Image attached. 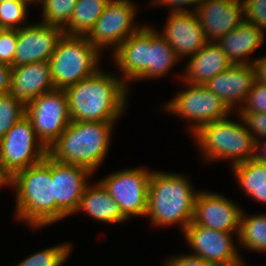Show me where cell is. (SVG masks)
I'll use <instances>...</instances> for the list:
<instances>
[{
    "label": "cell",
    "instance_id": "1",
    "mask_svg": "<svg viewBox=\"0 0 266 266\" xmlns=\"http://www.w3.org/2000/svg\"><path fill=\"white\" fill-rule=\"evenodd\" d=\"M102 67L64 89L73 121L117 122L126 114L129 87L118 74Z\"/></svg>",
    "mask_w": 266,
    "mask_h": 266
},
{
    "label": "cell",
    "instance_id": "2",
    "mask_svg": "<svg viewBox=\"0 0 266 266\" xmlns=\"http://www.w3.org/2000/svg\"><path fill=\"white\" fill-rule=\"evenodd\" d=\"M183 173L159 171L151 173L145 218L153 227H179L181 232L192 222L199 190Z\"/></svg>",
    "mask_w": 266,
    "mask_h": 266
},
{
    "label": "cell",
    "instance_id": "3",
    "mask_svg": "<svg viewBox=\"0 0 266 266\" xmlns=\"http://www.w3.org/2000/svg\"><path fill=\"white\" fill-rule=\"evenodd\" d=\"M14 192V219L31 229H43L55 224V200L51 178V158L15 173L9 179Z\"/></svg>",
    "mask_w": 266,
    "mask_h": 266
},
{
    "label": "cell",
    "instance_id": "4",
    "mask_svg": "<svg viewBox=\"0 0 266 266\" xmlns=\"http://www.w3.org/2000/svg\"><path fill=\"white\" fill-rule=\"evenodd\" d=\"M117 122L73 121L47 149V155L63 164L80 165L96 174L105 162Z\"/></svg>",
    "mask_w": 266,
    "mask_h": 266
},
{
    "label": "cell",
    "instance_id": "5",
    "mask_svg": "<svg viewBox=\"0 0 266 266\" xmlns=\"http://www.w3.org/2000/svg\"><path fill=\"white\" fill-rule=\"evenodd\" d=\"M190 137L204 164L228 160L231 168L255 156V140L237 112L199 127Z\"/></svg>",
    "mask_w": 266,
    "mask_h": 266
},
{
    "label": "cell",
    "instance_id": "6",
    "mask_svg": "<svg viewBox=\"0 0 266 266\" xmlns=\"http://www.w3.org/2000/svg\"><path fill=\"white\" fill-rule=\"evenodd\" d=\"M103 57L86 36L64 34L49 59L55 89L64 90L95 74Z\"/></svg>",
    "mask_w": 266,
    "mask_h": 266
},
{
    "label": "cell",
    "instance_id": "7",
    "mask_svg": "<svg viewBox=\"0 0 266 266\" xmlns=\"http://www.w3.org/2000/svg\"><path fill=\"white\" fill-rule=\"evenodd\" d=\"M178 82L183 83L181 87L184 89L162 105V112L186 120L189 130L187 133H191L190 135L199 127L225 118L231 113L221 98L204 85H193L182 79Z\"/></svg>",
    "mask_w": 266,
    "mask_h": 266
},
{
    "label": "cell",
    "instance_id": "8",
    "mask_svg": "<svg viewBox=\"0 0 266 266\" xmlns=\"http://www.w3.org/2000/svg\"><path fill=\"white\" fill-rule=\"evenodd\" d=\"M46 156L47 148L36 136L26 115L0 138V170L8 179Z\"/></svg>",
    "mask_w": 266,
    "mask_h": 266
},
{
    "label": "cell",
    "instance_id": "9",
    "mask_svg": "<svg viewBox=\"0 0 266 266\" xmlns=\"http://www.w3.org/2000/svg\"><path fill=\"white\" fill-rule=\"evenodd\" d=\"M138 8L132 0H110L86 35L87 39L102 54L107 49L112 54L122 42L142 27L136 21Z\"/></svg>",
    "mask_w": 266,
    "mask_h": 266
},
{
    "label": "cell",
    "instance_id": "10",
    "mask_svg": "<svg viewBox=\"0 0 266 266\" xmlns=\"http://www.w3.org/2000/svg\"><path fill=\"white\" fill-rule=\"evenodd\" d=\"M152 171L145 166L130 167L116 170L99 179L129 221L146 216Z\"/></svg>",
    "mask_w": 266,
    "mask_h": 266
},
{
    "label": "cell",
    "instance_id": "11",
    "mask_svg": "<svg viewBox=\"0 0 266 266\" xmlns=\"http://www.w3.org/2000/svg\"><path fill=\"white\" fill-rule=\"evenodd\" d=\"M191 251L213 266L247 264L239 250L238 233H227L191 222L182 232ZM236 237V238H235Z\"/></svg>",
    "mask_w": 266,
    "mask_h": 266
},
{
    "label": "cell",
    "instance_id": "12",
    "mask_svg": "<svg viewBox=\"0 0 266 266\" xmlns=\"http://www.w3.org/2000/svg\"><path fill=\"white\" fill-rule=\"evenodd\" d=\"M26 116L48 149L71 122L65 91L54 89L36 97L26 105Z\"/></svg>",
    "mask_w": 266,
    "mask_h": 266
},
{
    "label": "cell",
    "instance_id": "13",
    "mask_svg": "<svg viewBox=\"0 0 266 266\" xmlns=\"http://www.w3.org/2000/svg\"><path fill=\"white\" fill-rule=\"evenodd\" d=\"M94 175L86 167L59 163L51 158L55 223L75 214L84 189Z\"/></svg>",
    "mask_w": 266,
    "mask_h": 266
},
{
    "label": "cell",
    "instance_id": "14",
    "mask_svg": "<svg viewBox=\"0 0 266 266\" xmlns=\"http://www.w3.org/2000/svg\"><path fill=\"white\" fill-rule=\"evenodd\" d=\"M242 211L240 204L221 193L199 190L192 222L217 231L239 233Z\"/></svg>",
    "mask_w": 266,
    "mask_h": 266
},
{
    "label": "cell",
    "instance_id": "15",
    "mask_svg": "<svg viewBox=\"0 0 266 266\" xmlns=\"http://www.w3.org/2000/svg\"><path fill=\"white\" fill-rule=\"evenodd\" d=\"M60 26L29 23L17 30L14 66L49 61L64 36Z\"/></svg>",
    "mask_w": 266,
    "mask_h": 266
},
{
    "label": "cell",
    "instance_id": "16",
    "mask_svg": "<svg viewBox=\"0 0 266 266\" xmlns=\"http://www.w3.org/2000/svg\"><path fill=\"white\" fill-rule=\"evenodd\" d=\"M150 25L144 24L111 54L119 76L129 87L150 67Z\"/></svg>",
    "mask_w": 266,
    "mask_h": 266
},
{
    "label": "cell",
    "instance_id": "17",
    "mask_svg": "<svg viewBox=\"0 0 266 266\" xmlns=\"http://www.w3.org/2000/svg\"><path fill=\"white\" fill-rule=\"evenodd\" d=\"M163 22L159 32L180 60H187L208 42L195 12L171 13Z\"/></svg>",
    "mask_w": 266,
    "mask_h": 266
},
{
    "label": "cell",
    "instance_id": "18",
    "mask_svg": "<svg viewBox=\"0 0 266 266\" xmlns=\"http://www.w3.org/2000/svg\"><path fill=\"white\" fill-rule=\"evenodd\" d=\"M208 42H216L244 22L242 0H202L195 11Z\"/></svg>",
    "mask_w": 266,
    "mask_h": 266
},
{
    "label": "cell",
    "instance_id": "19",
    "mask_svg": "<svg viewBox=\"0 0 266 266\" xmlns=\"http://www.w3.org/2000/svg\"><path fill=\"white\" fill-rule=\"evenodd\" d=\"M255 81L253 64H231L204 86L220 97L231 112H238Z\"/></svg>",
    "mask_w": 266,
    "mask_h": 266
},
{
    "label": "cell",
    "instance_id": "20",
    "mask_svg": "<svg viewBox=\"0 0 266 266\" xmlns=\"http://www.w3.org/2000/svg\"><path fill=\"white\" fill-rule=\"evenodd\" d=\"M54 89L49 61L11 67L8 93L25 106L36 97Z\"/></svg>",
    "mask_w": 266,
    "mask_h": 266
},
{
    "label": "cell",
    "instance_id": "21",
    "mask_svg": "<svg viewBox=\"0 0 266 266\" xmlns=\"http://www.w3.org/2000/svg\"><path fill=\"white\" fill-rule=\"evenodd\" d=\"M231 64L216 42H207L198 52L188 58L183 72L178 74L176 79L180 78L193 85H205Z\"/></svg>",
    "mask_w": 266,
    "mask_h": 266
},
{
    "label": "cell",
    "instance_id": "22",
    "mask_svg": "<svg viewBox=\"0 0 266 266\" xmlns=\"http://www.w3.org/2000/svg\"><path fill=\"white\" fill-rule=\"evenodd\" d=\"M265 34L254 24L244 21L216 43L232 64H253L257 56L252 54L264 44Z\"/></svg>",
    "mask_w": 266,
    "mask_h": 266
},
{
    "label": "cell",
    "instance_id": "23",
    "mask_svg": "<svg viewBox=\"0 0 266 266\" xmlns=\"http://www.w3.org/2000/svg\"><path fill=\"white\" fill-rule=\"evenodd\" d=\"M91 181L84 189L75 214L85 213L94 221L105 225L128 222L129 220L122 214L119 205L109 195L103 184L98 179L93 184Z\"/></svg>",
    "mask_w": 266,
    "mask_h": 266
},
{
    "label": "cell",
    "instance_id": "24",
    "mask_svg": "<svg viewBox=\"0 0 266 266\" xmlns=\"http://www.w3.org/2000/svg\"><path fill=\"white\" fill-rule=\"evenodd\" d=\"M181 60L175 50L153 25L150 26V67L135 81L162 79L169 76Z\"/></svg>",
    "mask_w": 266,
    "mask_h": 266
},
{
    "label": "cell",
    "instance_id": "25",
    "mask_svg": "<svg viewBox=\"0 0 266 266\" xmlns=\"http://www.w3.org/2000/svg\"><path fill=\"white\" fill-rule=\"evenodd\" d=\"M230 170L245 195L266 204V162L253 158L232 166Z\"/></svg>",
    "mask_w": 266,
    "mask_h": 266
},
{
    "label": "cell",
    "instance_id": "26",
    "mask_svg": "<svg viewBox=\"0 0 266 266\" xmlns=\"http://www.w3.org/2000/svg\"><path fill=\"white\" fill-rule=\"evenodd\" d=\"M238 245L243 250L255 253H266V212L241 214Z\"/></svg>",
    "mask_w": 266,
    "mask_h": 266
},
{
    "label": "cell",
    "instance_id": "27",
    "mask_svg": "<svg viewBox=\"0 0 266 266\" xmlns=\"http://www.w3.org/2000/svg\"><path fill=\"white\" fill-rule=\"evenodd\" d=\"M110 0H77L72 18L63 28L66 35L86 36Z\"/></svg>",
    "mask_w": 266,
    "mask_h": 266
},
{
    "label": "cell",
    "instance_id": "28",
    "mask_svg": "<svg viewBox=\"0 0 266 266\" xmlns=\"http://www.w3.org/2000/svg\"><path fill=\"white\" fill-rule=\"evenodd\" d=\"M72 244L63 242L43 248L28 257L26 256L14 266H63L71 255L74 247Z\"/></svg>",
    "mask_w": 266,
    "mask_h": 266
},
{
    "label": "cell",
    "instance_id": "29",
    "mask_svg": "<svg viewBox=\"0 0 266 266\" xmlns=\"http://www.w3.org/2000/svg\"><path fill=\"white\" fill-rule=\"evenodd\" d=\"M77 0H35L36 7L41 4L40 22L64 28L73 15Z\"/></svg>",
    "mask_w": 266,
    "mask_h": 266
},
{
    "label": "cell",
    "instance_id": "30",
    "mask_svg": "<svg viewBox=\"0 0 266 266\" xmlns=\"http://www.w3.org/2000/svg\"><path fill=\"white\" fill-rule=\"evenodd\" d=\"M35 6V0H7L0 3V27L8 30H19L28 25V8ZM28 11V12H27Z\"/></svg>",
    "mask_w": 266,
    "mask_h": 266
},
{
    "label": "cell",
    "instance_id": "31",
    "mask_svg": "<svg viewBox=\"0 0 266 266\" xmlns=\"http://www.w3.org/2000/svg\"><path fill=\"white\" fill-rule=\"evenodd\" d=\"M25 115L26 106L21 101L14 99L9 93L0 96V138Z\"/></svg>",
    "mask_w": 266,
    "mask_h": 266
},
{
    "label": "cell",
    "instance_id": "32",
    "mask_svg": "<svg viewBox=\"0 0 266 266\" xmlns=\"http://www.w3.org/2000/svg\"><path fill=\"white\" fill-rule=\"evenodd\" d=\"M237 113H266V85L255 81Z\"/></svg>",
    "mask_w": 266,
    "mask_h": 266
},
{
    "label": "cell",
    "instance_id": "33",
    "mask_svg": "<svg viewBox=\"0 0 266 266\" xmlns=\"http://www.w3.org/2000/svg\"><path fill=\"white\" fill-rule=\"evenodd\" d=\"M244 20L266 33V0H242Z\"/></svg>",
    "mask_w": 266,
    "mask_h": 266
},
{
    "label": "cell",
    "instance_id": "34",
    "mask_svg": "<svg viewBox=\"0 0 266 266\" xmlns=\"http://www.w3.org/2000/svg\"><path fill=\"white\" fill-rule=\"evenodd\" d=\"M17 30L3 29L0 33V62L14 66Z\"/></svg>",
    "mask_w": 266,
    "mask_h": 266
},
{
    "label": "cell",
    "instance_id": "35",
    "mask_svg": "<svg viewBox=\"0 0 266 266\" xmlns=\"http://www.w3.org/2000/svg\"><path fill=\"white\" fill-rule=\"evenodd\" d=\"M254 140L266 137V113H238Z\"/></svg>",
    "mask_w": 266,
    "mask_h": 266
},
{
    "label": "cell",
    "instance_id": "36",
    "mask_svg": "<svg viewBox=\"0 0 266 266\" xmlns=\"http://www.w3.org/2000/svg\"><path fill=\"white\" fill-rule=\"evenodd\" d=\"M201 1L202 0H149V4L153 7H168V14H171L195 12Z\"/></svg>",
    "mask_w": 266,
    "mask_h": 266
},
{
    "label": "cell",
    "instance_id": "37",
    "mask_svg": "<svg viewBox=\"0 0 266 266\" xmlns=\"http://www.w3.org/2000/svg\"><path fill=\"white\" fill-rule=\"evenodd\" d=\"M162 266H213L211 263L202 259L201 257L194 256L192 254L179 253L172 254L169 257H165Z\"/></svg>",
    "mask_w": 266,
    "mask_h": 266
},
{
    "label": "cell",
    "instance_id": "38",
    "mask_svg": "<svg viewBox=\"0 0 266 266\" xmlns=\"http://www.w3.org/2000/svg\"><path fill=\"white\" fill-rule=\"evenodd\" d=\"M10 78L11 66L0 62V96L8 94Z\"/></svg>",
    "mask_w": 266,
    "mask_h": 266
},
{
    "label": "cell",
    "instance_id": "39",
    "mask_svg": "<svg viewBox=\"0 0 266 266\" xmlns=\"http://www.w3.org/2000/svg\"><path fill=\"white\" fill-rule=\"evenodd\" d=\"M253 65L256 73V81L266 85V54L258 55Z\"/></svg>",
    "mask_w": 266,
    "mask_h": 266
},
{
    "label": "cell",
    "instance_id": "40",
    "mask_svg": "<svg viewBox=\"0 0 266 266\" xmlns=\"http://www.w3.org/2000/svg\"><path fill=\"white\" fill-rule=\"evenodd\" d=\"M259 162H266V137L255 140V156Z\"/></svg>",
    "mask_w": 266,
    "mask_h": 266
},
{
    "label": "cell",
    "instance_id": "41",
    "mask_svg": "<svg viewBox=\"0 0 266 266\" xmlns=\"http://www.w3.org/2000/svg\"><path fill=\"white\" fill-rule=\"evenodd\" d=\"M9 187V179L0 170V190Z\"/></svg>",
    "mask_w": 266,
    "mask_h": 266
},
{
    "label": "cell",
    "instance_id": "42",
    "mask_svg": "<svg viewBox=\"0 0 266 266\" xmlns=\"http://www.w3.org/2000/svg\"><path fill=\"white\" fill-rule=\"evenodd\" d=\"M228 266H248V264H233V265H228Z\"/></svg>",
    "mask_w": 266,
    "mask_h": 266
}]
</instances>
